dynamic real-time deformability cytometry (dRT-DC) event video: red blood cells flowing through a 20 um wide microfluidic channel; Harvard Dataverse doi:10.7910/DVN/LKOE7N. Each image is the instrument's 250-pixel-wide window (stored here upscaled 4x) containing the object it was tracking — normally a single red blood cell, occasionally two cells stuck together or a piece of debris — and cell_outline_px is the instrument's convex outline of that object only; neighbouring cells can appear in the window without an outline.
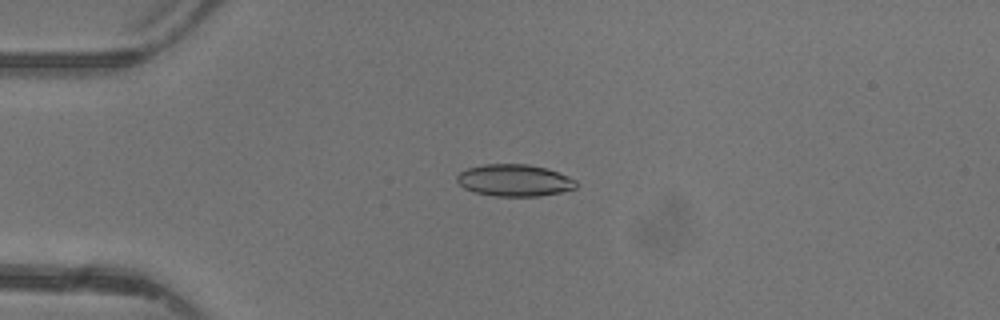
{"species": "common noctule bat (a hibernating species)", "species_latin": "Nyctalus noctula", "temperature_condition": "warm", "stored_images_in_passage": 47, "camera_frame_rate_fps": 3000, "um_per_image_px": 0.085, "animal": {"sex": "female"}, "frame": {"image": 1, "passage_image": 12, "time_ms": 3.667, "image_size_px": [1000, 320], "cell_outline_px": [[576, 188], [560, 192], [540, 196], [496, 196], [476, 192], [464, 188], [456, 180], [456, 176], [460, 172], [468, 168], [484, 164], [528, 164], [544, 168], [568, 176], [576, 180]], "centroid_in_image_um": [43.71, 15.33], "position_along_channel_um": 41.3, "area_um2": 21.96}}
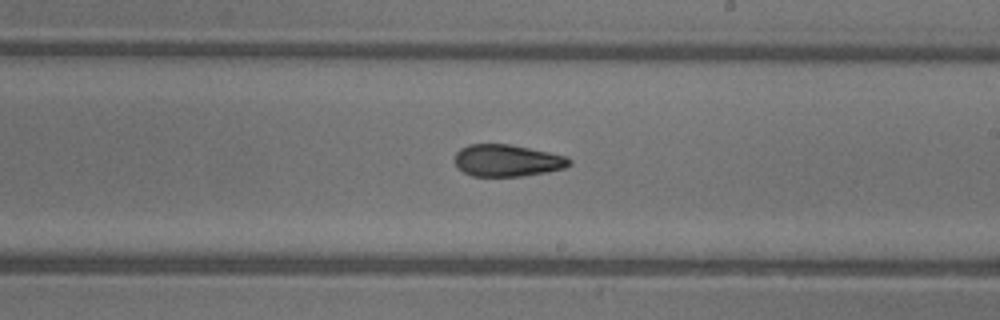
{"frame": {"image": 2, "passage_image": 28, "time_ms": 9.0, "image_size_px": [1000, 320], "cell_outline_px": [[572, 164], [564, 168], [548, 172], [524, 176], [472, 176], [456, 168], [456, 152], [460, 148], [468, 144], [508, 144], [568, 156], [572, 160]], "centroid_in_image_um": [43.13, 13.65], "position_along_channel_um": 245.9, "area_um2": 21.44}}
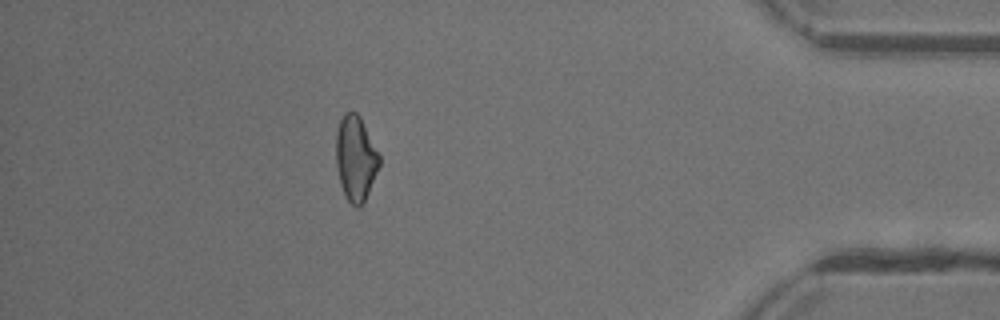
{"frame": {"image": 3, "passage_image": 42, "time_ms": 13.667, "image_size_px": [1000, 320], "cell_outline_px": [[380, 164], [364, 204], [360, 208], [356, 208], [344, 196], [340, 184], [336, 168], [336, 132], [340, 120], [344, 112], [356, 112], [360, 116], [380, 156]], "centroid_in_image_um": [30.22, 13.49], "position_along_channel_um": 405.0, "area_um2": 21.68}, "authors_computed_cell_mechanics": {"area_um2": 21.9062, "velocity_mm_per_s": 4.3991, "shape_relaxation_time_tau1_ms": 8.7796, "shape_relaxation_time_tau2_ms": 3.4717, "deformation_change_tau1": 0.194, "deformation_change_tau2": 0.1149}}